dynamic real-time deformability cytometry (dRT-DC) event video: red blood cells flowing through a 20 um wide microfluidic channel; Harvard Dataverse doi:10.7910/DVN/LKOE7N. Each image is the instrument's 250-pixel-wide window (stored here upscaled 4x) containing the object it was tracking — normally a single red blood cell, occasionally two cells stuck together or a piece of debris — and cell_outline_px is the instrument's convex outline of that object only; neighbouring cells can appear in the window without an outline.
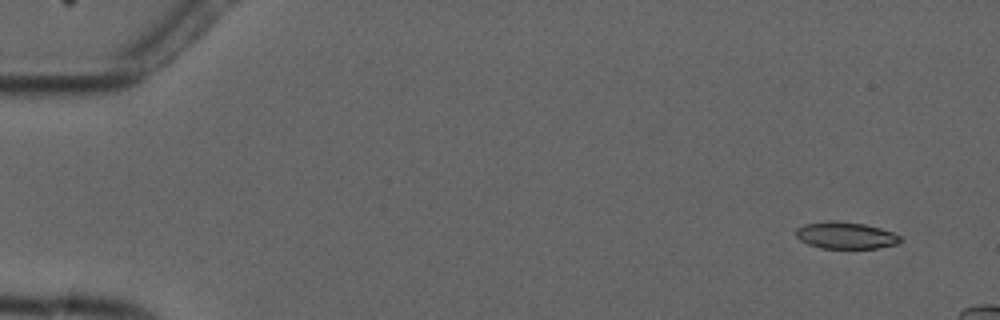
{"species": "common noctule bat (a hibernating species)", "species_latin": "Nyctalus noctula", "temperature_condition": "cold", "stored_images_in_passage": 4, "camera_frame_rate_fps": 3000, "um_per_image_px": 0.085, "animal": {"sex": "male", "forearm_length_mm": 52.5}, "frame": {"image": 1, "passage_image": 1, "time_ms": 0.0, "image_size_px": [1000, 320], "cell_outline_px": [[904, 240], [896, 244], [876, 248], [820, 248], [808, 244], [800, 240], [796, 236], [796, 228], [804, 224], [828, 220], [836, 220], [864, 224], [880, 228], [892, 232], [900, 236]], "centroid_in_image_um": [71.87, 20.0], "position_along_channel_um": 13.1, "area_um2": 16.42}}